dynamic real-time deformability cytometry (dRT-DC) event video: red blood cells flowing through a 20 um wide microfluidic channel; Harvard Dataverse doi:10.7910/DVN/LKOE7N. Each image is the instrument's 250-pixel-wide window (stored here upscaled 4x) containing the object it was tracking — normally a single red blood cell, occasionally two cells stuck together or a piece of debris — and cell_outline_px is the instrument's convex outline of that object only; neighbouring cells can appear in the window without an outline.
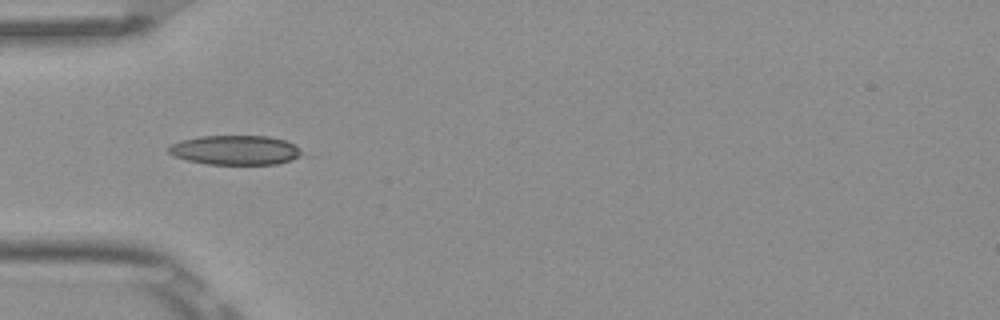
{"species": "Egyptian fruit bat (a non-hibernating species)", "species_latin": "Rousettus aegyptiacus", "temperature_condition": "room temperature", "stored_images_in_passage": 2, "camera_frame_rate_fps": 3000, "um_per_image_px": 0.085, "frame": {"image": 1, "passage_image": 1, "time_ms": 0.0, "image_size_px": [1000, 320], "cell_outline_px": [[300, 156], [292, 160], [276, 164], [208, 164], [188, 160], [172, 156], [168, 152], [168, 148], [172, 144], [180, 140], [200, 136], [268, 136], [284, 140], [296, 144], [300, 148]], "centroid_in_image_um": [20.0, 12.75], "position_along_channel_um": 65.0, "area_um2": 22.89}}
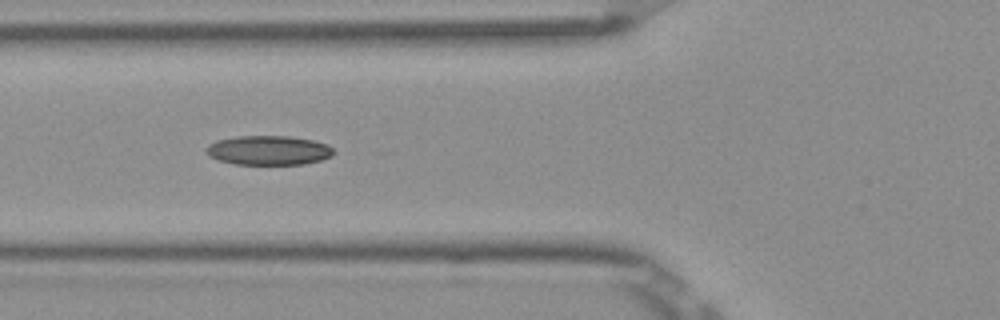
{"frame": {"image": 2, "passage_image": 2, "time_ms": 0.333, "image_size_px": [1000, 320], "cell_outline_px": [[336, 152], [332, 156], [320, 160], [304, 164], [236, 164], [220, 160], [208, 156], [208, 144], [216, 140], [236, 136], [288, 136], [312, 140], [328, 144]], "centroid_in_image_um": [22.86, 12.77], "position_along_channel_um": 102.9, "area_um2": 21.73}}